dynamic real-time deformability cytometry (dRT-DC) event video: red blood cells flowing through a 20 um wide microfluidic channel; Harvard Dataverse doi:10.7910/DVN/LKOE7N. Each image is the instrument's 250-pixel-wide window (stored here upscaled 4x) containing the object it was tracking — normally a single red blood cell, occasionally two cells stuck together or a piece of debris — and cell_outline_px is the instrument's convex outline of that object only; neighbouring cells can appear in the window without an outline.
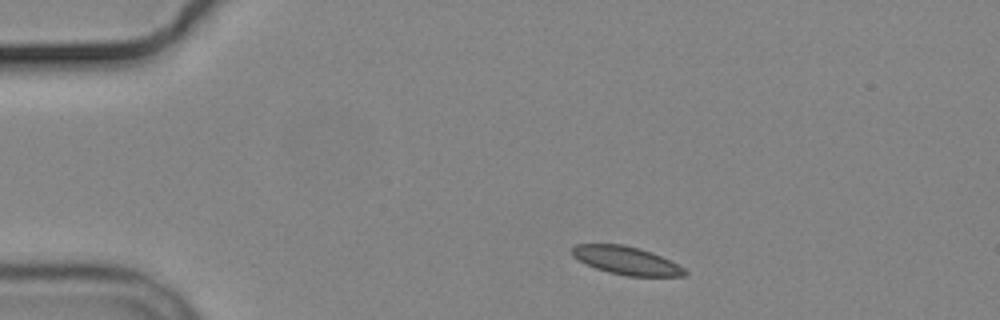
{"species": "common noctule bat (a hibernating species)", "species_latin": "Nyctalus noctula", "temperature_condition": "cold", "stored_images_in_passage": 2, "camera_frame_rate_fps": 3000, "um_per_image_px": 0.085, "animal": {"sex": "male", "body_mass_g": 19.2, "forearm_length_mm": 51.8}, "frame": {"image": 1, "passage_image": 1, "time_ms": 0.0, "image_size_px": [1000, 320], "cell_outline_px": [[688, 272], [684, 276], [628, 276], [608, 272], [596, 268], [572, 256], [572, 248], [576, 244], [624, 244], [640, 248], [652, 252], [684, 268]], "centroid_in_image_um": [53.24, 22.14], "position_along_channel_um": 31.8, "area_um2": 18.26}}